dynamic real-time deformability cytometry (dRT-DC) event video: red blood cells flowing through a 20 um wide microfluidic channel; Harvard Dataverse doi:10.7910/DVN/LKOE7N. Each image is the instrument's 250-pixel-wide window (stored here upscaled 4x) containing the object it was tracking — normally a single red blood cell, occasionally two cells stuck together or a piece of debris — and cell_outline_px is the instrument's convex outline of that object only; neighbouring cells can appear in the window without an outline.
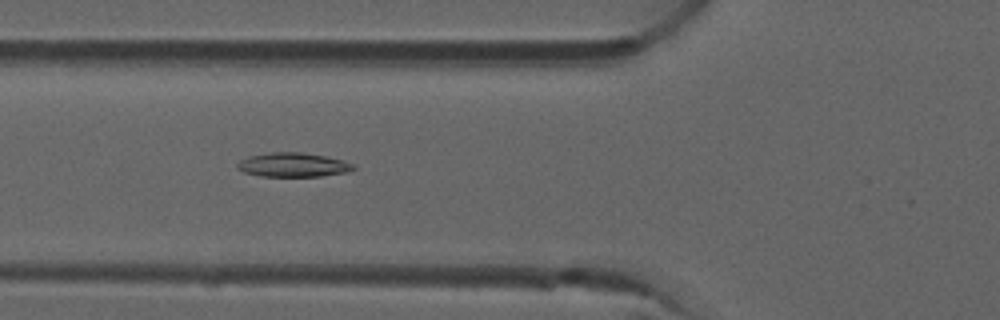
{"species": "common noctule bat (a hibernating species)", "species_latin": "Nyctalus noctula", "temperature_condition": "room temperature", "stored_images_in_passage": 38, "camera_frame_rate_fps": 3000, "um_per_image_px": 0.085, "animal": {"sex": "male", "forearm_length_mm": 52.5}, "frame": {"image": 1, "passage_image": 5, "time_ms": 1.333, "image_size_px": [1000, 320], "cell_outline_px": [[356, 168], [348, 172], [320, 176], [260, 176], [244, 172], [236, 168], [236, 164], [240, 160], [248, 156], [268, 152], [300, 152], [324, 156], [340, 160], [352, 164]], "centroid_in_image_um": [24.85, 14.01], "position_along_channel_um": 101.0, "area_um2": 16.24}}
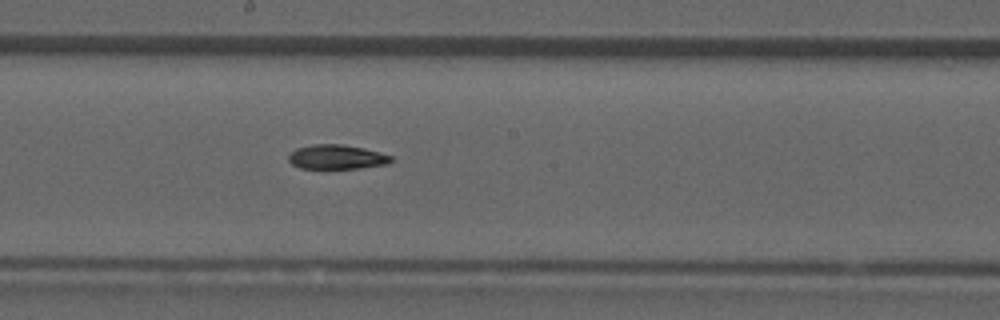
{"frame": {"image": 2, "passage_image": 14, "time_ms": 4.333, "image_size_px": [1000, 320], "cell_outline_px": [[392, 160], [388, 164], [360, 168], [300, 168], [292, 164], [288, 160], [288, 156], [296, 148], [312, 144], [340, 144], [364, 148], [380, 152], [392, 156]], "centroid_in_image_um": [28.62, 13.34], "position_along_channel_um": 219.6, "area_um2": 14.57}}
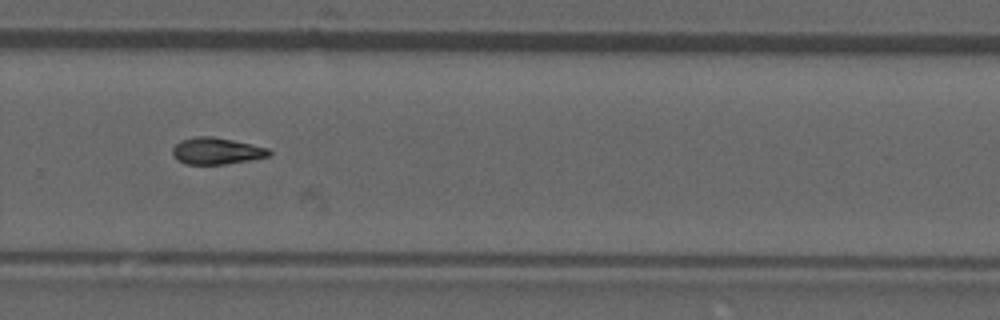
{"frame": {"image": 3, "passage_image": 21, "time_ms": 6.667, "image_size_px": [1000, 320], "cell_outline_px": [[272, 156], [252, 160], [224, 164], [184, 164], [176, 160], [172, 156], [172, 148], [180, 140], [196, 136], [212, 136], [252, 144], [268, 148], [272, 152]], "centroid_in_image_um": [18.4, 12.84], "position_along_channel_um": 311.4, "area_um2": 15.26}}